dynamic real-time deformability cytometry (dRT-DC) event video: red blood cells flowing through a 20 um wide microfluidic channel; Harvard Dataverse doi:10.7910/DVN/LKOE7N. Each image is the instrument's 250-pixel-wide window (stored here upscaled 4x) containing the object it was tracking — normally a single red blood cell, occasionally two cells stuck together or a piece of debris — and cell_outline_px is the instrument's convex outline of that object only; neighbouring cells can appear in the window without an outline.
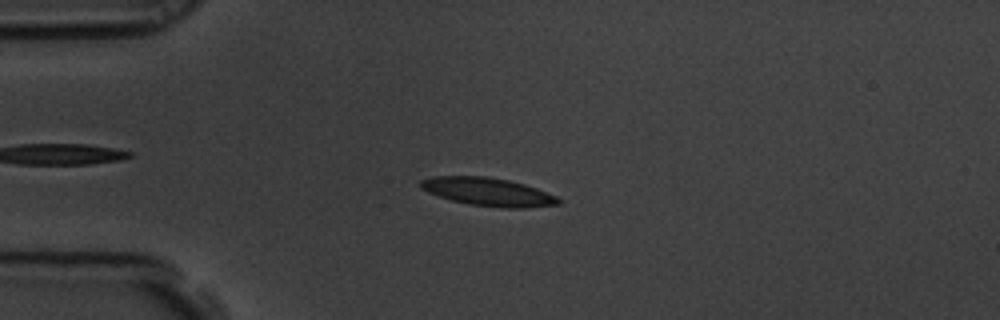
{"species": "common noctule bat (a hibernating species)", "species_latin": "Nyctalus noctula", "temperature_condition": "room temperature", "stored_images_in_passage": 4, "camera_frame_rate_fps": 3000, "um_per_image_px": 0.085, "animal": {"sex": "male", "body_mass_g": 19.5, "forearm_length_mm": 54.6}, "frame": {"image": 1, "passage_image": 4, "time_ms": 1.0, "image_size_px": [1000, 320], "cell_outline_px": [[564, 200], [560, 204], [524, 208], [504, 208], [468, 204], [452, 200], [428, 192], [420, 188], [420, 180], [432, 176], [488, 176], [508, 180], [524, 184], [536, 188], [556, 196]], "centroid_in_image_um": [41.5, 16.3], "position_along_channel_um": 43.5, "area_um2": 22.66}}